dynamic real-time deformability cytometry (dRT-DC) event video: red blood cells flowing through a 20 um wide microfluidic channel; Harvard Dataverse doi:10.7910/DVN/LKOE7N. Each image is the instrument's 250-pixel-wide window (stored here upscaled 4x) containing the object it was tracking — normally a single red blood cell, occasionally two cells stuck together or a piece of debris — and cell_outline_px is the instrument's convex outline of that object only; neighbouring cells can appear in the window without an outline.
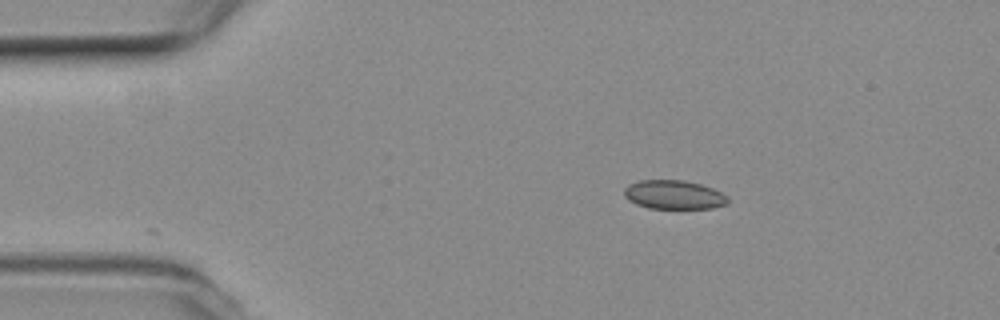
{"species": "common noctule bat (a hibernating species)", "species_latin": "Nyctalus noctula", "temperature_condition": "room temperature", "stored_images_in_passage": 24, "camera_frame_rate_fps": 3000, "um_per_image_px": 0.085, "animal": {"sex": "female", "body_mass_g": 19.3, "forearm_length_mm": 54.1}, "frame": {"image": 1, "passage_image": 1, "time_ms": 0.0, "image_size_px": [1000, 320], "cell_outline_px": [[728, 204], [712, 208], [648, 208], [636, 204], [628, 200], [624, 196], [624, 188], [628, 184], [640, 180], [684, 180], [700, 184], [712, 188], [728, 196]], "centroid_in_image_um": [57.26, 16.55], "position_along_channel_um": 27.7, "area_um2": 17.51}}
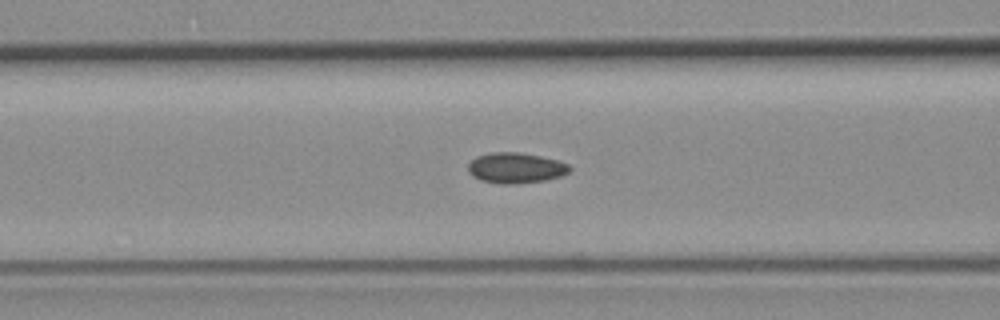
{"frame": {"image": 2, "passage_image": 13, "time_ms": 4.0, "image_size_px": [1000, 320], "cell_outline_px": [[572, 168], [568, 172], [560, 176], [544, 180], [508, 184], [500, 184], [480, 180], [472, 176], [468, 172], [468, 164], [476, 156], [492, 152], [520, 152], [540, 156], [556, 160], [568, 164]], "centroid_in_image_um": [43.8, 14.26], "position_along_channel_um": 122.8, "area_um2": 17.98}}
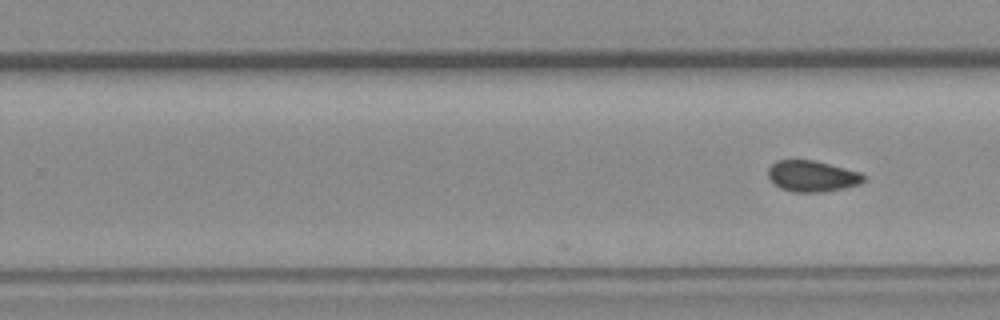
{"frame": {"image": 3, "passage_image": 24, "time_ms": 7.667, "image_size_px": [1000, 320], "cell_outline_px": [[864, 180], [860, 184], [844, 188], [820, 192], [792, 192], [780, 188], [768, 176], [768, 168], [776, 160], [816, 160], [860, 172], [864, 176]], "centroid_in_image_um": [69.03, 14.96], "position_along_channel_um": 260.8, "area_um2": 17.28}}